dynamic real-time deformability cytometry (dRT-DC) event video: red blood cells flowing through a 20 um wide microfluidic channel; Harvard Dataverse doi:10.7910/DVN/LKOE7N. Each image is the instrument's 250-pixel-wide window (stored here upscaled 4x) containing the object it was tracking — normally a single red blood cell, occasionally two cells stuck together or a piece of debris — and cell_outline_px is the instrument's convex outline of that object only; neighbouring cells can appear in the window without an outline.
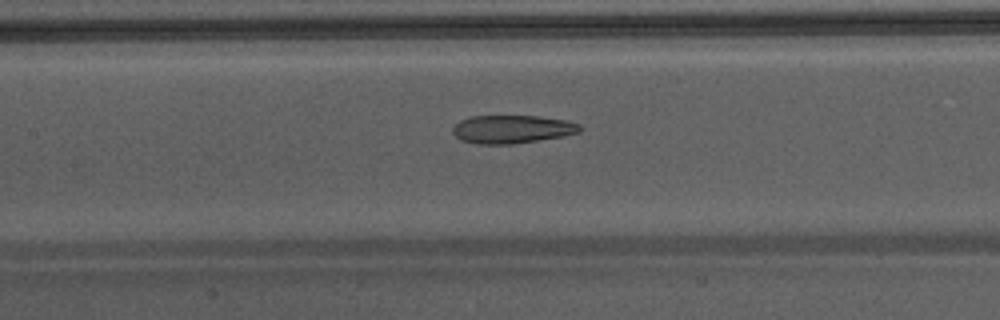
{"species": "Egyptian fruit bat (a non-hibernating species)", "species_latin": "Rousettus aegyptiacus", "temperature_condition": "warm", "stored_images_in_passage": 17, "camera_frame_rate_fps": 3000, "um_per_image_px": 0.085, "animal": {"sex": "male"}, "frame": {"image": 1, "passage_image": 10, "time_ms": 3.0, "image_size_px": [1000, 320], "cell_outline_px": [[584, 128], [580, 132], [564, 136], [508, 144], [476, 144], [460, 140], [452, 132], [452, 128], [460, 120], [468, 116], [540, 116], [564, 120], [580, 124]], "centroid_in_image_um": [43.52, 10.98], "position_along_channel_um": 163.9, "area_um2": 20.92}}
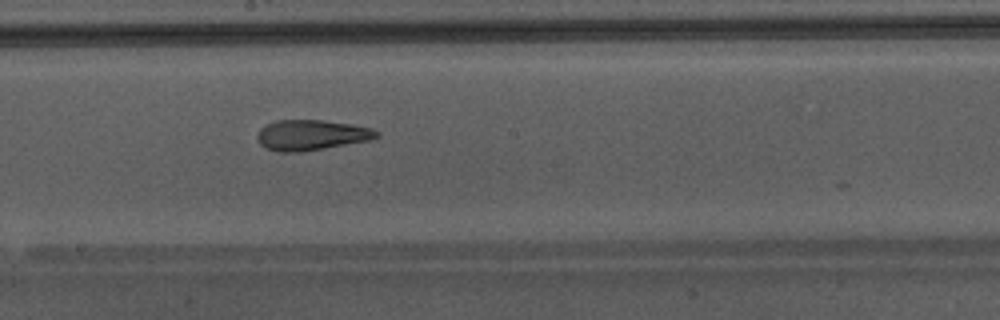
{"frame": {"image": 2, "passage_image": 14, "time_ms": 4.333, "image_size_px": [1000, 320], "cell_outline_px": [[380, 136], [368, 140], [304, 152], [276, 152], [264, 148], [260, 144], [256, 136], [260, 128], [276, 120], [320, 120], [352, 124], [372, 128], [380, 132]], "centroid_in_image_um": [26.44, 11.49], "position_along_channel_um": 221.8, "area_um2": 21.27}}